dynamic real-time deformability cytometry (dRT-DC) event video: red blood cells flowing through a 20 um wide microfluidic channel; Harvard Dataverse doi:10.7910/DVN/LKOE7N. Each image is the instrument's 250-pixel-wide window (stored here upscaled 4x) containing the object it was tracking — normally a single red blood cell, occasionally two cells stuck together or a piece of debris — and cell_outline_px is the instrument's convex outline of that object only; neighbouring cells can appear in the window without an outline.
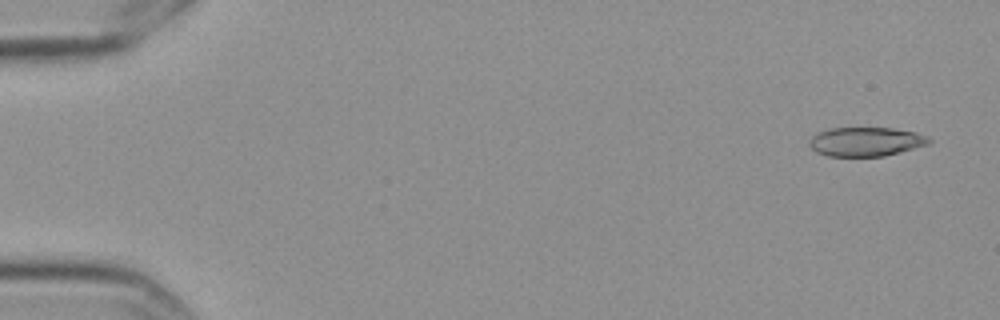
{"species": "Egyptian fruit bat (a non-hibernating species)", "species_latin": "Rousettus aegyptiacus", "temperature_condition": "cold", "stored_images_in_passage": 5, "camera_frame_rate_fps": 3000, "um_per_image_px": 0.085, "frame": {"image": 1, "passage_image": 1, "time_ms": 0.0, "image_size_px": [1000, 320], "cell_outline_px": [[932, 140], [928, 144], [900, 152], [884, 156], [828, 156], [816, 152], [808, 144], [812, 136], [816, 132], [828, 128], [892, 128], [916, 132], [928, 136]], "centroid_in_image_um": [73.58, 12.03], "position_along_channel_um": 11.4, "area_um2": 20.35}}
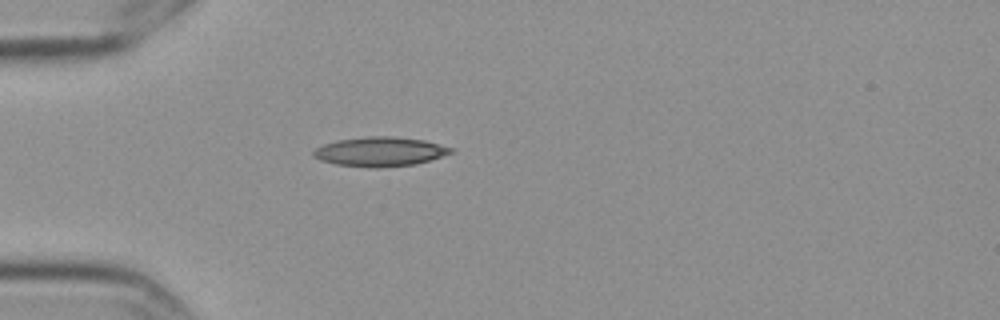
{"frame": {"image": 2, "passage_image": 5, "time_ms": 1.333, "image_size_px": [1000, 320], "cell_outline_px": [[456, 152], [416, 164], [380, 168], [372, 168], [336, 164], [320, 160], [312, 156], [312, 152], [316, 148], [324, 144], [340, 140], [368, 136], [392, 136], [424, 140], [452, 148]], "centroid_in_image_um": [32.31, 12.9], "position_along_channel_um": 52.7, "area_um2": 23.52}}